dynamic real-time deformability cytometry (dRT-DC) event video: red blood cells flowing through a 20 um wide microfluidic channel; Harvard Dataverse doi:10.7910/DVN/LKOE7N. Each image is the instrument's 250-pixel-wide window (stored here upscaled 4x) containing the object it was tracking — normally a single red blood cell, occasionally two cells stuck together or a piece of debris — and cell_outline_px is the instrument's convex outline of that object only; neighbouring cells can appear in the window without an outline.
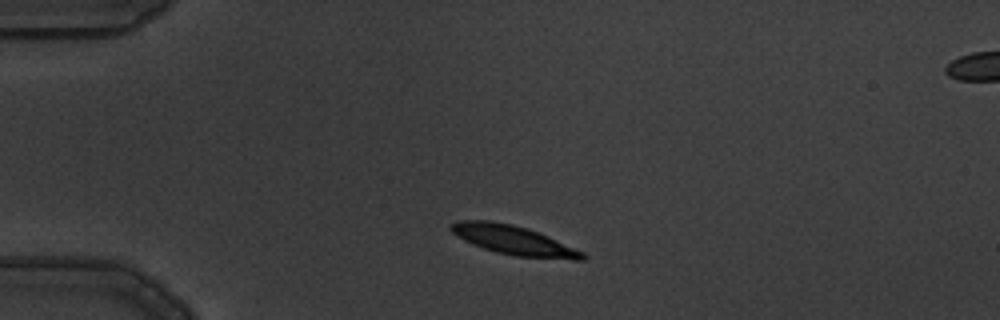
{"species": "common noctule bat (a hibernating species)", "species_latin": "Nyctalus noctula", "temperature_condition": "warm", "stored_images_in_passage": 3, "segment_of_instrument_passage": [1, 2], "camera_frame_rate_fps": 3000, "um_per_image_px": 0.085, "animal": {"sex": "male", "body_mass_g": 19.5, "forearm_length_mm": 54.6}, "frame": {"image": 1, "passage_image": 1, "time_ms": 0.0, "image_size_px": [1000, 320], "cell_outline_px": [[588, 256], [584, 260], [572, 260], [516, 256], [496, 252], [472, 244], [456, 236], [448, 228], [448, 224], [460, 220], [488, 220], [512, 224], [548, 236], [584, 252]], "centroid_in_image_um": [43.64, 20.42], "position_along_channel_um": 41.4, "area_um2": 22.37}}